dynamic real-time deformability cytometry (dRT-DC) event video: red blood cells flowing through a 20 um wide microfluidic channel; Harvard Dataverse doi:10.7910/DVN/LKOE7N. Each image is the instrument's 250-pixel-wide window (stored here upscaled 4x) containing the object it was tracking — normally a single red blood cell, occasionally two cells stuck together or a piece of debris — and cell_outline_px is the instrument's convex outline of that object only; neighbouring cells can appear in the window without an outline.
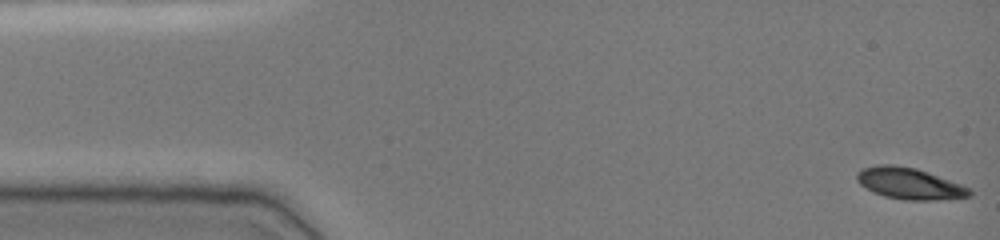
{"species": "common noctule bat (a hibernating species)", "species_latin": "Nyctalus noctula", "temperature_condition": "cold", "stored_images_in_passage": 50, "camera_frame_rate_fps": 3000, "um_per_image_px": 0.085, "animal": {"sex": "female", "body_mass_g": 19.0, "forearm_length_mm": 51.5}, "frame": {"image": 1, "passage_image": 1, "time_ms": 0.0, "image_size_px": [1000, 240], "cell_outline_px": [[972, 196], [940, 200], [904, 200], [884, 196], [872, 192], [860, 184], [856, 180], [856, 172], [864, 168], [876, 164], [892, 164], [916, 168], [928, 172], [972, 188]], "centroid_in_image_um": [77.31, 15.6], "position_along_channel_um": 7.7, "area_um2": 20.87}}
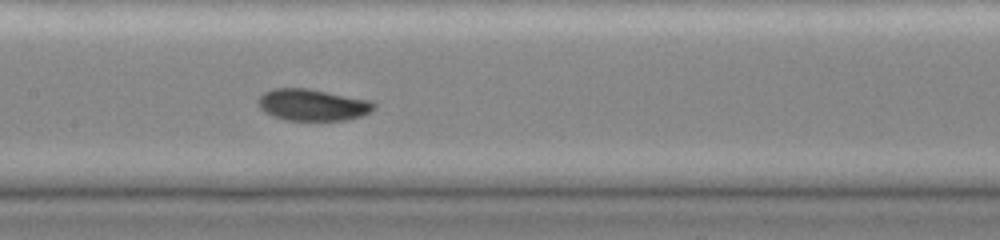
{"frame": {"image": 2, "passage_image": 24, "time_ms": 7.667, "image_size_px": [1000, 240], "cell_outline_px": [[376, 108], [360, 116], [344, 120], [288, 120], [272, 116], [264, 112], [260, 108], [256, 100], [264, 92], [272, 88], [308, 88], [372, 100], [376, 104]], "centroid_in_image_um": [26.55, 8.9], "position_along_channel_um": 180.8, "area_um2": 21.5}}
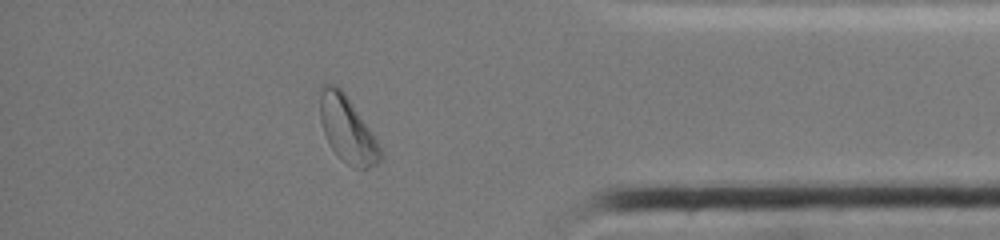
{"frame": {"image": 3, "passage_image": 43, "time_ms": 14.0, "image_size_px": [1000, 240], "cell_outline_px": [[384, 156], [376, 164], [368, 168], [352, 168], [340, 160], [328, 144], [320, 120], [320, 84], [336, 84], [344, 92], [372, 132], [384, 152]], "centroid_in_image_um": [29.52, 11.03], "position_along_channel_um": 405.7, "area_um2": 23.52}, "authors_computed_cell_mechanics": {"area_um2": 21.3282, "velocity_mm_per_s": 3.7784, "shape_relaxation_time_tau1_ms": 3.5868, "shape_relaxation_time_tau2_ms": null, "deformation_change_tau1": 0.1066, "deformation_change_tau2": null}}